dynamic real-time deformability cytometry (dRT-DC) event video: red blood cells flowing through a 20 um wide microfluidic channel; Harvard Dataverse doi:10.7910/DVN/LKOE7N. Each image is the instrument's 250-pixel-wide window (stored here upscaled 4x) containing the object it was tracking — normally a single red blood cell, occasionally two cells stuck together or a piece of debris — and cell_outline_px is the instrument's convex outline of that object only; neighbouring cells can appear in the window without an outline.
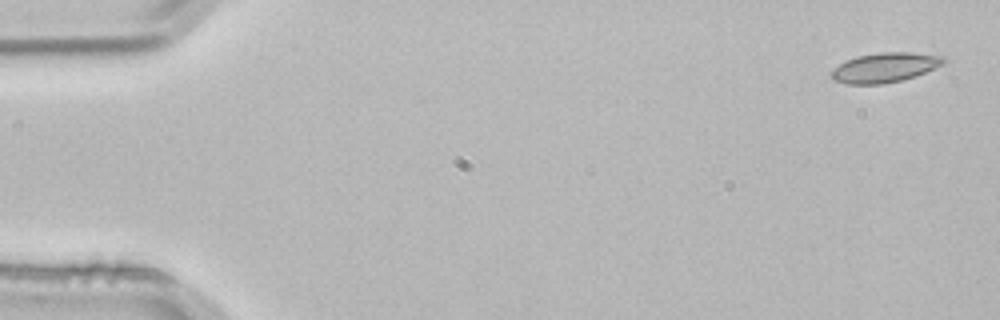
{"species": "common noctule bat (a hibernating species)", "species_latin": "Nyctalus noctula", "temperature_condition": "room temperature", "stored_images_in_passage": 4, "camera_frame_rate_fps": 3000, "um_per_image_px": 0.085, "animal": {"sex": "male", "body_mass_g": 21.5, "forearm_length_mm": 52.0}, "frame": {"image": 1, "passage_image": 1, "time_ms": 0.0, "image_size_px": [1000, 320], "cell_outline_px": [[948, 60], [944, 64], [924, 72], [900, 80], [880, 84], [848, 84], [832, 80], [832, 68], [856, 56], [880, 52], [912, 52], [944, 56]], "centroid_in_image_um": [75.22, 5.72], "position_along_channel_um": 9.8, "area_um2": 19.25}}